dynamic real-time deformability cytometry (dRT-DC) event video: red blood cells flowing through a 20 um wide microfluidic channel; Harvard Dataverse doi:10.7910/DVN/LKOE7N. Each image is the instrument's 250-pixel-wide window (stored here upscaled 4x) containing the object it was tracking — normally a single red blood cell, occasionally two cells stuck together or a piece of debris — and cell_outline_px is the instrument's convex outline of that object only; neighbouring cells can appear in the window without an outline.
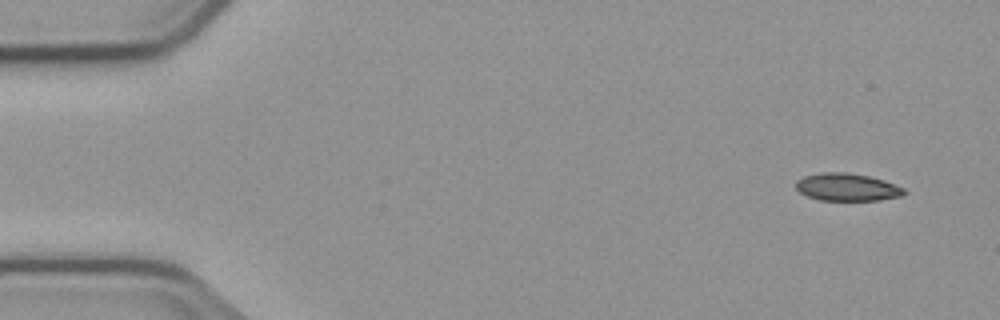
{"species": "common noctule bat (a hibernating species)", "species_latin": "Nyctalus noctula", "temperature_condition": "cold", "stored_images_in_passage": 5, "camera_frame_rate_fps": 3000, "um_per_image_px": 0.085, "animal": {"sex": "male", "body_mass_g": 23.1, "forearm_length_mm": 52.7}, "frame": {"image": 1, "passage_image": 1, "time_ms": 0.0, "image_size_px": [1000, 320], "cell_outline_px": [[908, 192], [904, 196], [880, 200], [820, 200], [808, 196], [800, 192], [796, 188], [796, 180], [804, 176], [824, 172], [844, 172], [868, 176], [884, 180], [904, 188]], "centroid_in_image_um": [72.04, 15.91], "position_along_channel_um": 13.0, "area_um2": 17.4}}